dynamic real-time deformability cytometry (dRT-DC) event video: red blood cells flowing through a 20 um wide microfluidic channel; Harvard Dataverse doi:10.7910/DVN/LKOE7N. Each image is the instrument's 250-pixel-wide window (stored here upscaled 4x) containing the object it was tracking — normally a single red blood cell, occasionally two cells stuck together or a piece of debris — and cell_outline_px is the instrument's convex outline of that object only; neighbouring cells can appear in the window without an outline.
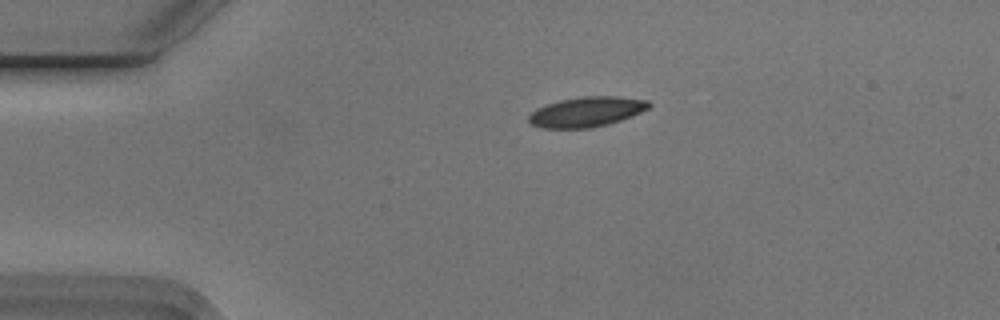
{"species": "Egyptian fruit bat (a non-hibernating species)", "species_latin": "Rousettus aegyptiacus", "temperature_condition": "cold", "stored_images_in_passage": 45, "camera_frame_rate_fps": 3000, "um_per_image_px": 0.085, "animal": {"sex": "male"}, "frame": {"image": 1, "passage_image": 2, "time_ms": 0.333, "image_size_px": [1000, 320], "cell_outline_px": [[652, 104], [648, 108], [632, 116], [608, 124], [588, 128], [540, 128], [532, 124], [528, 120], [528, 116], [536, 108], [560, 100], [584, 96], [616, 96], [648, 100]], "centroid_in_image_um": [49.86, 9.5], "position_along_channel_um": 35.1, "area_um2": 20.92}}
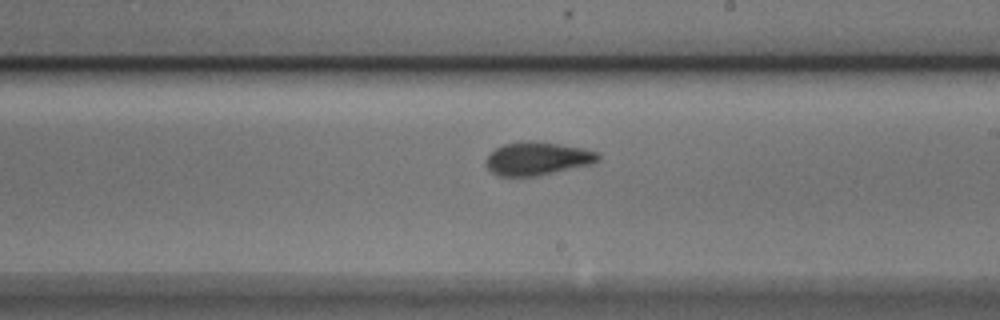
{"frame": {"image": 2, "passage_image": 22, "time_ms": 7.0, "image_size_px": [1000, 320], "cell_outline_px": [[600, 160], [588, 164], [536, 176], [496, 176], [484, 164], [484, 160], [496, 148], [504, 144], [524, 140], [532, 140], [584, 148], [600, 152]], "centroid_in_image_um": [45.65, 13.46], "position_along_channel_um": 243.4, "area_um2": 21.68}}
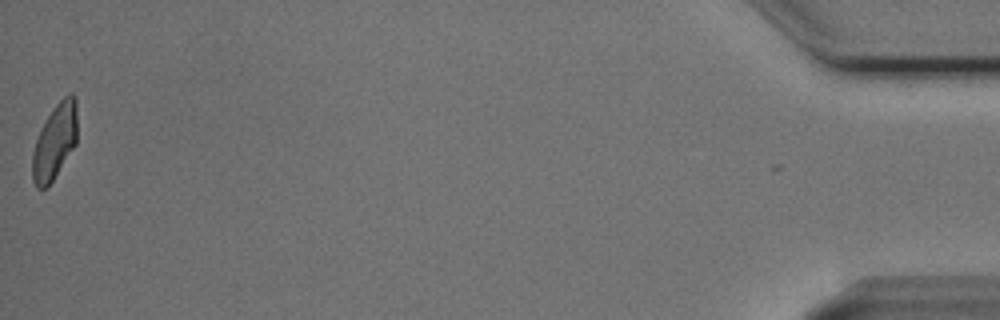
{"frame": {"image": 3, "passage_image": 45, "time_ms": 14.667, "image_size_px": [1000, 320], "cell_outline_px": [[76, 144], [48, 188], [36, 188], [32, 180], [32, 152], [36, 140], [48, 116], [56, 104], [68, 92], [72, 92], [76, 96]], "centroid_in_image_um": [4.66, 12.06], "position_along_channel_um": 430.5, "area_um2": 19.65}, "authors_computed_cell_mechanics": {"area_um2": 20.8658, "velocity_mm_per_s": 3.7508, "shape_relaxation_time_tau1_ms": 4.4509, "shape_relaxation_time_tau2_ms": 1.4838, "deformation_change_tau1": 0.142, "deformation_change_tau2": 0.0639}}